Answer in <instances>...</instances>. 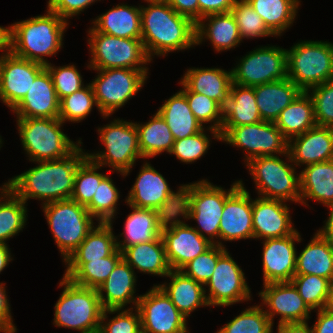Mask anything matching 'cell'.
Masks as SVG:
<instances>
[{"instance_id": "1", "label": "cell", "mask_w": 333, "mask_h": 333, "mask_svg": "<svg viewBox=\"0 0 333 333\" xmlns=\"http://www.w3.org/2000/svg\"><path fill=\"white\" fill-rule=\"evenodd\" d=\"M81 142L64 158L38 161L33 168L13 176L4 184L25 203L29 199L46 203L70 199L74 190V178L79 164L87 157Z\"/></svg>"}, {"instance_id": "2", "label": "cell", "mask_w": 333, "mask_h": 333, "mask_svg": "<svg viewBox=\"0 0 333 333\" xmlns=\"http://www.w3.org/2000/svg\"><path fill=\"white\" fill-rule=\"evenodd\" d=\"M140 5L141 40L147 56H166L174 51L194 48L196 24L179 15L169 4L148 3Z\"/></svg>"}, {"instance_id": "3", "label": "cell", "mask_w": 333, "mask_h": 333, "mask_svg": "<svg viewBox=\"0 0 333 333\" xmlns=\"http://www.w3.org/2000/svg\"><path fill=\"white\" fill-rule=\"evenodd\" d=\"M46 12L6 27V49L17 57L47 65L45 57H53L63 48L69 23L57 13Z\"/></svg>"}, {"instance_id": "4", "label": "cell", "mask_w": 333, "mask_h": 333, "mask_svg": "<svg viewBox=\"0 0 333 333\" xmlns=\"http://www.w3.org/2000/svg\"><path fill=\"white\" fill-rule=\"evenodd\" d=\"M239 185L237 180L230 189H224L207 179L184 184L180 216L186 221L195 220L198 225L193 228L212 244L219 245V225L224 203Z\"/></svg>"}, {"instance_id": "5", "label": "cell", "mask_w": 333, "mask_h": 333, "mask_svg": "<svg viewBox=\"0 0 333 333\" xmlns=\"http://www.w3.org/2000/svg\"><path fill=\"white\" fill-rule=\"evenodd\" d=\"M59 287L63 291L54 306V326L79 333L98 331L104 309L97 289L76 285L64 276Z\"/></svg>"}, {"instance_id": "6", "label": "cell", "mask_w": 333, "mask_h": 333, "mask_svg": "<svg viewBox=\"0 0 333 333\" xmlns=\"http://www.w3.org/2000/svg\"><path fill=\"white\" fill-rule=\"evenodd\" d=\"M16 122L23 150L31 162L64 158L82 140L72 141L62 131L59 118H16Z\"/></svg>"}, {"instance_id": "7", "label": "cell", "mask_w": 333, "mask_h": 333, "mask_svg": "<svg viewBox=\"0 0 333 333\" xmlns=\"http://www.w3.org/2000/svg\"><path fill=\"white\" fill-rule=\"evenodd\" d=\"M97 129L99 140L105 150L95 151L97 153L87 152V157L101 167H109V172L128 176L137 159H144L139 148L135 122L117 118Z\"/></svg>"}, {"instance_id": "8", "label": "cell", "mask_w": 333, "mask_h": 333, "mask_svg": "<svg viewBox=\"0 0 333 333\" xmlns=\"http://www.w3.org/2000/svg\"><path fill=\"white\" fill-rule=\"evenodd\" d=\"M283 156L286 161L279 155L261 156L245 165L252 175L259 197L300 204V174L296 172L297 167L289 153Z\"/></svg>"}, {"instance_id": "9", "label": "cell", "mask_w": 333, "mask_h": 333, "mask_svg": "<svg viewBox=\"0 0 333 333\" xmlns=\"http://www.w3.org/2000/svg\"><path fill=\"white\" fill-rule=\"evenodd\" d=\"M287 77L302 91L333 79V43L298 41L287 49Z\"/></svg>"}, {"instance_id": "10", "label": "cell", "mask_w": 333, "mask_h": 333, "mask_svg": "<svg viewBox=\"0 0 333 333\" xmlns=\"http://www.w3.org/2000/svg\"><path fill=\"white\" fill-rule=\"evenodd\" d=\"M41 206L64 262L97 223L85 206L71 198Z\"/></svg>"}, {"instance_id": "11", "label": "cell", "mask_w": 333, "mask_h": 333, "mask_svg": "<svg viewBox=\"0 0 333 333\" xmlns=\"http://www.w3.org/2000/svg\"><path fill=\"white\" fill-rule=\"evenodd\" d=\"M88 45L91 59L88 69L128 68L143 70L147 75L146 65L151 60L146 54L141 39L120 38L101 32L92 27L88 29Z\"/></svg>"}, {"instance_id": "12", "label": "cell", "mask_w": 333, "mask_h": 333, "mask_svg": "<svg viewBox=\"0 0 333 333\" xmlns=\"http://www.w3.org/2000/svg\"><path fill=\"white\" fill-rule=\"evenodd\" d=\"M97 71L90 81L97 110L103 118H109L122 108L145 85L148 75L143 70L128 68L91 69Z\"/></svg>"}, {"instance_id": "13", "label": "cell", "mask_w": 333, "mask_h": 333, "mask_svg": "<svg viewBox=\"0 0 333 333\" xmlns=\"http://www.w3.org/2000/svg\"><path fill=\"white\" fill-rule=\"evenodd\" d=\"M183 184L173 191L165 177L150 164L144 162L132 185L125 203L138 208L152 209L165 218L180 214Z\"/></svg>"}, {"instance_id": "14", "label": "cell", "mask_w": 333, "mask_h": 333, "mask_svg": "<svg viewBox=\"0 0 333 333\" xmlns=\"http://www.w3.org/2000/svg\"><path fill=\"white\" fill-rule=\"evenodd\" d=\"M220 136V141L243 149V153H246L245 164L256 157L288 153V140L275 122L260 121L238 127H221Z\"/></svg>"}, {"instance_id": "15", "label": "cell", "mask_w": 333, "mask_h": 333, "mask_svg": "<svg viewBox=\"0 0 333 333\" xmlns=\"http://www.w3.org/2000/svg\"><path fill=\"white\" fill-rule=\"evenodd\" d=\"M231 69L232 83L255 87L287 79V49L277 45L259 46L247 52Z\"/></svg>"}, {"instance_id": "16", "label": "cell", "mask_w": 333, "mask_h": 333, "mask_svg": "<svg viewBox=\"0 0 333 333\" xmlns=\"http://www.w3.org/2000/svg\"><path fill=\"white\" fill-rule=\"evenodd\" d=\"M204 287L209 307H229L250 301L252 297L245 273L227 249L219 256L213 274Z\"/></svg>"}, {"instance_id": "17", "label": "cell", "mask_w": 333, "mask_h": 333, "mask_svg": "<svg viewBox=\"0 0 333 333\" xmlns=\"http://www.w3.org/2000/svg\"><path fill=\"white\" fill-rule=\"evenodd\" d=\"M161 237L171 270H181L187 263L214 245L202 237L192 225L185 223L180 214L165 218Z\"/></svg>"}, {"instance_id": "18", "label": "cell", "mask_w": 333, "mask_h": 333, "mask_svg": "<svg viewBox=\"0 0 333 333\" xmlns=\"http://www.w3.org/2000/svg\"><path fill=\"white\" fill-rule=\"evenodd\" d=\"M144 333H189L187 318L157 284L141 295L136 307Z\"/></svg>"}, {"instance_id": "19", "label": "cell", "mask_w": 333, "mask_h": 333, "mask_svg": "<svg viewBox=\"0 0 333 333\" xmlns=\"http://www.w3.org/2000/svg\"><path fill=\"white\" fill-rule=\"evenodd\" d=\"M45 65L13 55L8 49L0 54V100L11 111L22 101Z\"/></svg>"}, {"instance_id": "20", "label": "cell", "mask_w": 333, "mask_h": 333, "mask_svg": "<svg viewBox=\"0 0 333 333\" xmlns=\"http://www.w3.org/2000/svg\"><path fill=\"white\" fill-rule=\"evenodd\" d=\"M261 306L274 325V317L280 316L278 325L305 322L311 317V309L304 302L291 282H272L263 285L259 293Z\"/></svg>"}, {"instance_id": "21", "label": "cell", "mask_w": 333, "mask_h": 333, "mask_svg": "<svg viewBox=\"0 0 333 333\" xmlns=\"http://www.w3.org/2000/svg\"><path fill=\"white\" fill-rule=\"evenodd\" d=\"M226 198L219 225V246L222 241L254 239L252 207L253 199L242 180Z\"/></svg>"}, {"instance_id": "22", "label": "cell", "mask_w": 333, "mask_h": 333, "mask_svg": "<svg viewBox=\"0 0 333 333\" xmlns=\"http://www.w3.org/2000/svg\"><path fill=\"white\" fill-rule=\"evenodd\" d=\"M263 285L272 282H290L296 271V243L302 240L296 230L292 235L282 238L262 240Z\"/></svg>"}, {"instance_id": "23", "label": "cell", "mask_w": 333, "mask_h": 333, "mask_svg": "<svg viewBox=\"0 0 333 333\" xmlns=\"http://www.w3.org/2000/svg\"><path fill=\"white\" fill-rule=\"evenodd\" d=\"M286 201L257 197L253 199L252 216L254 239L282 238L295 229Z\"/></svg>"}, {"instance_id": "24", "label": "cell", "mask_w": 333, "mask_h": 333, "mask_svg": "<svg viewBox=\"0 0 333 333\" xmlns=\"http://www.w3.org/2000/svg\"><path fill=\"white\" fill-rule=\"evenodd\" d=\"M288 153L295 166L333 160V127L318 126L288 141Z\"/></svg>"}, {"instance_id": "25", "label": "cell", "mask_w": 333, "mask_h": 333, "mask_svg": "<svg viewBox=\"0 0 333 333\" xmlns=\"http://www.w3.org/2000/svg\"><path fill=\"white\" fill-rule=\"evenodd\" d=\"M12 111L17 118H59L60 100L46 68L35 78L25 97Z\"/></svg>"}, {"instance_id": "26", "label": "cell", "mask_w": 333, "mask_h": 333, "mask_svg": "<svg viewBox=\"0 0 333 333\" xmlns=\"http://www.w3.org/2000/svg\"><path fill=\"white\" fill-rule=\"evenodd\" d=\"M136 272L122 258L108 278L97 288L98 296L104 310L137 307L139 296H136ZM132 303V304H131Z\"/></svg>"}, {"instance_id": "27", "label": "cell", "mask_w": 333, "mask_h": 333, "mask_svg": "<svg viewBox=\"0 0 333 333\" xmlns=\"http://www.w3.org/2000/svg\"><path fill=\"white\" fill-rule=\"evenodd\" d=\"M128 206L132 212L129 213L124 222V232L115 236L116 246L121 252L126 247L160 238L161 228L165 220V217L156 210ZM118 237H122L120 241Z\"/></svg>"}, {"instance_id": "28", "label": "cell", "mask_w": 333, "mask_h": 333, "mask_svg": "<svg viewBox=\"0 0 333 333\" xmlns=\"http://www.w3.org/2000/svg\"><path fill=\"white\" fill-rule=\"evenodd\" d=\"M180 80L191 92L215 100L222 108L229 99L232 84L231 70L193 67L187 69Z\"/></svg>"}, {"instance_id": "29", "label": "cell", "mask_w": 333, "mask_h": 333, "mask_svg": "<svg viewBox=\"0 0 333 333\" xmlns=\"http://www.w3.org/2000/svg\"><path fill=\"white\" fill-rule=\"evenodd\" d=\"M205 39L209 40L217 53L230 51L243 42L231 12L208 15L197 22L196 45L202 44Z\"/></svg>"}, {"instance_id": "30", "label": "cell", "mask_w": 333, "mask_h": 333, "mask_svg": "<svg viewBox=\"0 0 333 333\" xmlns=\"http://www.w3.org/2000/svg\"><path fill=\"white\" fill-rule=\"evenodd\" d=\"M96 32L120 38L141 39L140 5L119 3L91 22Z\"/></svg>"}, {"instance_id": "31", "label": "cell", "mask_w": 333, "mask_h": 333, "mask_svg": "<svg viewBox=\"0 0 333 333\" xmlns=\"http://www.w3.org/2000/svg\"><path fill=\"white\" fill-rule=\"evenodd\" d=\"M166 277L171 279L170 282L158 285L186 318L196 309L209 306L202 284L186 276L181 270H171Z\"/></svg>"}, {"instance_id": "32", "label": "cell", "mask_w": 333, "mask_h": 333, "mask_svg": "<svg viewBox=\"0 0 333 333\" xmlns=\"http://www.w3.org/2000/svg\"><path fill=\"white\" fill-rule=\"evenodd\" d=\"M254 92L262 121L275 122L302 90L287 78L255 86Z\"/></svg>"}, {"instance_id": "33", "label": "cell", "mask_w": 333, "mask_h": 333, "mask_svg": "<svg viewBox=\"0 0 333 333\" xmlns=\"http://www.w3.org/2000/svg\"><path fill=\"white\" fill-rule=\"evenodd\" d=\"M300 174V205L308 199L324 206L333 204V160L305 166Z\"/></svg>"}, {"instance_id": "34", "label": "cell", "mask_w": 333, "mask_h": 333, "mask_svg": "<svg viewBox=\"0 0 333 333\" xmlns=\"http://www.w3.org/2000/svg\"><path fill=\"white\" fill-rule=\"evenodd\" d=\"M295 275H316L331 281L333 279V241L316 231L304 249L300 253L297 251Z\"/></svg>"}, {"instance_id": "35", "label": "cell", "mask_w": 333, "mask_h": 333, "mask_svg": "<svg viewBox=\"0 0 333 333\" xmlns=\"http://www.w3.org/2000/svg\"><path fill=\"white\" fill-rule=\"evenodd\" d=\"M122 254L134 271L160 277H166L171 271L162 237L126 247Z\"/></svg>"}, {"instance_id": "36", "label": "cell", "mask_w": 333, "mask_h": 333, "mask_svg": "<svg viewBox=\"0 0 333 333\" xmlns=\"http://www.w3.org/2000/svg\"><path fill=\"white\" fill-rule=\"evenodd\" d=\"M262 121L254 87L231 84L229 99L223 108L222 127H238Z\"/></svg>"}, {"instance_id": "37", "label": "cell", "mask_w": 333, "mask_h": 333, "mask_svg": "<svg viewBox=\"0 0 333 333\" xmlns=\"http://www.w3.org/2000/svg\"><path fill=\"white\" fill-rule=\"evenodd\" d=\"M157 112L166 121L174 140L192 136L204 128L192 113L181 90L166 99Z\"/></svg>"}, {"instance_id": "38", "label": "cell", "mask_w": 333, "mask_h": 333, "mask_svg": "<svg viewBox=\"0 0 333 333\" xmlns=\"http://www.w3.org/2000/svg\"><path fill=\"white\" fill-rule=\"evenodd\" d=\"M122 258L123 254L117 248L108 257L90 260L89 262H64L66 269L63 276L76 285L97 289L108 278Z\"/></svg>"}, {"instance_id": "39", "label": "cell", "mask_w": 333, "mask_h": 333, "mask_svg": "<svg viewBox=\"0 0 333 333\" xmlns=\"http://www.w3.org/2000/svg\"><path fill=\"white\" fill-rule=\"evenodd\" d=\"M275 124L288 141L315 127L317 123L310 95L302 91L281 111Z\"/></svg>"}, {"instance_id": "40", "label": "cell", "mask_w": 333, "mask_h": 333, "mask_svg": "<svg viewBox=\"0 0 333 333\" xmlns=\"http://www.w3.org/2000/svg\"><path fill=\"white\" fill-rule=\"evenodd\" d=\"M113 232V223L98 222L64 262H89L110 256L117 249Z\"/></svg>"}, {"instance_id": "41", "label": "cell", "mask_w": 333, "mask_h": 333, "mask_svg": "<svg viewBox=\"0 0 333 333\" xmlns=\"http://www.w3.org/2000/svg\"><path fill=\"white\" fill-rule=\"evenodd\" d=\"M148 122L137 123L139 148L143 158H152L170 153L175 142L173 135L163 117L156 111Z\"/></svg>"}, {"instance_id": "42", "label": "cell", "mask_w": 333, "mask_h": 333, "mask_svg": "<svg viewBox=\"0 0 333 333\" xmlns=\"http://www.w3.org/2000/svg\"><path fill=\"white\" fill-rule=\"evenodd\" d=\"M278 38L294 23L299 0H246Z\"/></svg>"}, {"instance_id": "43", "label": "cell", "mask_w": 333, "mask_h": 333, "mask_svg": "<svg viewBox=\"0 0 333 333\" xmlns=\"http://www.w3.org/2000/svg\"><path fill=\"white\" fill-rule=\"evenodd\" d=\"M27 204L7 186L0 191V243L23 231L27 225Z\"/></svg>"}, {"instance_id": "44", "label": "cell", "mask_w": 333, "mask_h": 333, "mask_svg": "<svg viewBox=\"0 0 333 333\" xmlns=\"http://www.w3.org/2000/svg\"><path fill=\"white\" fill-rule=\"evenodd\" d=\"M120 191L112 178L106 175L100 182L92 200L85 206L90 215L100 223H113L117 215Z\"/></svg>"}, {"instance_id": "45", "label": "cell", "mask_w": 333, "mask_h": 333, "mask_svg": "<svg viewBox=\"0 0 333 333\" xmlns=\"http://www.w3.org/2000/svg\"><path fill=\"white\" fill-rule=\"evenodd\" d=\"M261 305L241 311L215 333H273V324Z\"/></svg>"}, {"instance_id": "46", "label": "cell", "mask_w": 333, "mask_h": 333, "mask_svg": "<svg viewBox=\"0 0 333 333\" xmlns=\"http://www.w3.org/2000/svg\"><path fill=\"white\" fill-rule=\"evenodd\" d=\"M100 165L86 157L78 166L71 199L86 206L93 198L101 180L107 175L99 173Z\"/></svg>"}, {"instance_id": "47", "label": "cell", "mask_w": 333, "mask_h": 333, "mask_svg": "<svg viewBox=\"0 0 333 333\" xmlns=\"http://www.w3.org/2000/svg\"><path fill=\"white\" fill-rule=\"evenodd\" d=\"M206 130L211 133L213 139L219 141L221 140L220 132L204 127L200 132L180 139L175 140L173 144V148L170 155H175V157L182 163L192 164L203 157L206 153H208V149L210 148V142L212 138L210 135H207Z\"/></svg>"}, {"instance_id": "48", "label": "cell", "mask_w": 333, "mask_h": 333, "mask_svg": "<svg viewBox=\"0 0 333 333\" xmlns=\"http://www.w3.org/2000/svg\"><path fill=\"white\" fill-rule=\"evenodd\" d=\"M97 104L90 82L60 101L59 119L63 122H82Z\"/></svg>"}, {"instance_id": "49", "label": "cell", "mask_w": 333, "mask_h": 333, "mask_svg": "<svg viewBox=\"0 0 333 333\" xmlns=\"http://www.w3.org/2000/svg\"><path fill=\"white\" fill-rule=\"evenodd\" d=\"M180 89L186 96L188 105L196 117V119L205 127L221 131L223 124V108L209 97L191 92L181 81L179 82Z\"/></svg>"}, {"instance_id": "50", "label": "cell", "mask_w": 333, "mask_h": 333, "mask_svg": "<svg viewBox=\"0 0 333 333\" xmlns=\"http://www.w3.org/2000/svg\"><path fill=\"white\" fill-rule=\"evenodd\" d=\"M242 39L272 37L275 35L266 27L264 20L246 0H236L231 8Z\"/></svg>"}, {"instance_id": "51", "label": "cell", "mask_w": 333, "mask_h": 333, "mask_svg": "<svg viewBox=\"0 0 333 333\" xmlns=\"http://www.w3.org/2000/svg\"><path fill=\"white\" fill-rule=\"evenodd\" d=\"M290 282L312 311L325 309L329 279L316 275H294Z\"/></svg>"}, {"instance_id": "52", "label": "cell", "mask_w": 333, "mask_h": 333, "mask_svg": "<svg viewBox=\"0 0 333 333\" xmlns=\"http://www.w3.org/2000/svg\"><path fill=\"white\" fill-rule=\"evenodd\" d=\"M115 313L116 315L113 318H108V314L113 315ZM99 331L101 333H140L142 329L138 309L136 307H127V309L104 310L101 316Z\"/></svg>"}, {"instance_id": "53", "label": "cell", "mask_w": 333, "mask_h": 333, "mask_svg": "<svg viewBox=\"0 0 333 333\" xmlns=\"http://www.w3.org/2000/svg\"><path fill=\"white\" fill-rule=\"evenodd\" d=\"M45 68L51 75L57 97L60 101L85 86L83 77L74 64L58 67L49 62L45 65Z\"/></svg>"}, {"instance_id": "54", "label": "cell", "mask_w": 333, "mask_h": 333, "mask_svg": "<svg viewBox=\"0 0 333 333\" xmlns=\"http://www.w3.org/2000/svg\"><path fill=\"white\" fill-rule=\"evenodd\" d=\"M226 247L213 245L205 253L198 255L187 263L181 271L188 277L205 286L211 278L216 267L219 256L226 250Z\"/></svg>"}, {"instance_id": "55", "label": "cell", "mask_w": 333, "mask_h": 333, "mask_svg": "<svg viewBox=\"0 0 333 333\" xmlns=\"http://www.w3.org/2000/svg\"><path fill=\"white\" fill-rule=\"evenodd\" d=\"M306 92L312 99L317 125L333 127V79Z\"/></svg>"}, {"instance_id": "56", "label": "cell", "mask_w": 333, "mask_h": 333, "mask_svg": "<svg viewBox=\"0 0 333 333\" xmlns=\"http://www.w3.org/2000/svg\"><path fill=\"white\" fill-rule=\"evenodd\" d=\"M97 1L100 0H48L47 9L69 23V18L78 16Z\"/></svg>"}, {"instance_id": "57", "label": "cell", "mask_w": 333, "mask_h": 333, "mask_svg": "<svg viewBox=\"0 0 333 333\" xmlns=\"http://www.w3.org/2000/svg\"><path fill=\"white\" fill-rule=\"evenodd\" d=\"M5 282H0V332L16 333L15 326L11 314V306L7 297Z\"/></svg>"}, {"instance_id": "58", "label": "cell", "mask_w": 333, "mask_h": 333, "mask_svg": "<svg viewBox=\"0 0 333 333\" xmlns=\"http://www.w3.org/2000/svg\"><path fill=\"white\" fill-rule=\"evenodd\" d=\"M236 0H198L199 20L205 16L230 12Z\"/></svg>"}, {"instance_id": "59", "label": "cell", "mask_w": 333, "mask_h": 333, "mask_svg": "<svg viewBox=\"0 0 333 333\" xmlns=\"http://www.w3.org/2000/svg\"><path fill=\"white\" fill-rule=\"evenodd\" d=\"M179 15L191 19L195 24L199 22L198 0H170L168 3Z\"/></svg>"}, {"instance_id": "60", "label": "cell", "mask_w": 333, "mask_h": 333, "mask_svg": "<svg viewBox=\"0 0 333 333\" xmlns=\"http://www.w3.org/2000/svg\"><path fill=\"white\" fill-rule=\"evenodd\" d=\"M315 312L317 319L312 325L313 333H333V311L320 309Z\"/></svg>"}, {"instance_id": "61", "label": "cell", "mask_w": 333, "mask_h": 333, "mask_svg": "<svg viewBox=\"0 0 333 333\" xmlns=\"http://www.w3.org/2000/svg\"><path fill=\"white\" fill-rule=\"evenodd\" d=\"M277 333H313L312 326H308V321L283 323L277 325Z\"/></svg>"}, {"instance_id": "62", "label": "cell", "mask_w": 333, "mask_h": 333, "mask_svg": "<svg viewBox=\"0 0 333 333\" xmlns=\"http://www.w3.org/2000/svg\"><path fill=\"white\" fill-rule=\"evenodd\" d=\"M329 208V217L325 220L324 226L317 230L323 237L333 241V204L326 206Z\"/></svg>"}, {"instance_id": "63", "label": "cell", "mask_w": 333, "mask_h": 333, "mask_svg": "<svg viewBox=\"0 0 333 333\" xmlns=\"http://www.w3.org/2000/svg\"><path fill=\"white\" fill-rule=\"evenodd\" d=\"M13 260L8 244L0 243V274Z\"/></svg>"}, {"instance_id": "64", "label": "cell", "mask_w": 333, "mask_h": 333, "mask_svg": "<svg viewBox=\"0 0 333 333\" xmlns=\"http://www.w3.org/2000/svg\"><path fill=\"white\" fill-rule=\"evenodd\" d=\"M325 309L333 311V279L329 283L328 297L325 304Z\"/></svg>"}, {"instance_id": "65", "label": "cell", "mask_w": 333, "mask_h": 333, "mask_svg": "<svg viewBox=\"0 0 333 333\" xmlns=\"http://www.w3.org/2000/svg\"><path fill=\"white\" fill-rule=\"evenodd\" d=\"M6 50V27L0 26V51Z\"/></svg>"}, {"instance_id": "66", "label": "cell", "mask_w": 333, "mask_h": 333, "mask_svg": "<svg viewBox=\"0 0 333 333\" xmlns=\"http://www.w3.org/2000/svg\"><path fill=\"white\" fill-rule=\"evenodd\" d=\"M145 3H161V4H168L170 0H144Z\"/></svg>"}, {"instance_id": "67", "label": "cell", "mask_w": 333, "mask_h": 333, "mask_svg": "<svg viewBox=\"0 0 333 333\" xmlns=\"http://www.w3.org/2000/svg\"><path fill=\"white\" fill-rule=\"evenodd\" d=\"M2 145H3V139H2V137L0 136V149H1Z\"/></svg>"}, {"instance_id": "68", "label": "cell", "mask_w": 333, "mask_h": 333, "mask_svg": "<svg viewBox=\"0 0 333 333\" xmlns=\"http://www.w3.org/2000/svg\"><path fill=\"white\" fill-rule=\"evenodd\" d=\"M2 187H0V191L6 186L5 184L1 185Z\"/></svg>"}, {"instance_id": "69", "label": "cell", "mask_w": 333, "mask_h": 333, "mask_svg": "<svg viewBox=\"0 0 333 333\" xmlns=\"http://www.w3.org/2000/svg\"><path fill=\"white\" fill-rule=\"evenodd\" d=\"M91 333H101L99 330L98 331H95V332H91Z\"/></svg>"}]
</instances>
